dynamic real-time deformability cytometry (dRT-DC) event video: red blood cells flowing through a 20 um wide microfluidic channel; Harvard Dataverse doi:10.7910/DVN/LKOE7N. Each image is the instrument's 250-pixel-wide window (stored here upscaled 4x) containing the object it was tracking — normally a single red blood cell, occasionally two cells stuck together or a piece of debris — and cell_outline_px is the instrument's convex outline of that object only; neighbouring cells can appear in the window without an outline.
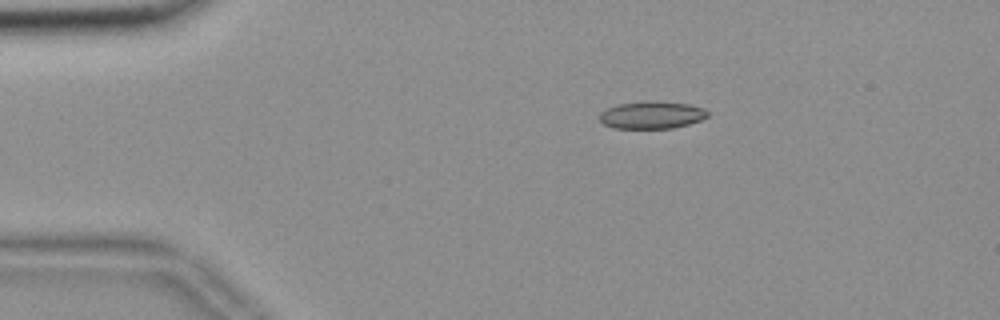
{"species": "common noctule bat (a hibernating species)", "species_latin": "Nyctalus noctula", "temperature_condition": "room temperature", "stored_images_in_passage": 49, "camera_frame_rate_fps": 3000, "um_per_image_px": 0.085, "animal": {"sex": "female", "body_mass_g": 18.4}, "frame": {"image": 1, "passage_image": 4, "time_ms": 1.0, "image_size_px": [1000, 320], "cell_outline_px": [[708, 116], [700, 120], [688, 124], [672, 128], [612, 128], [604, 124], [600, 120], [600, 112], [608, 108], [620, 104], [656, 100], [688, 104], [704, 108], [708, 112]], "centroid_in_image_um": [55.41, 9.77], "position_along_channel_um": 29.6, "area_um2": 17.17}}
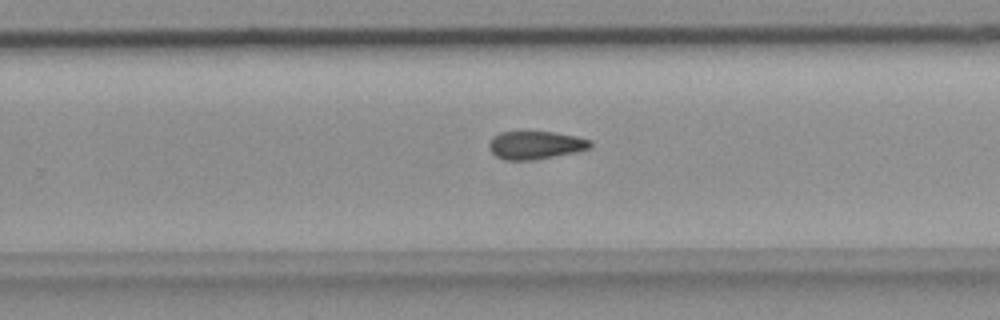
{"frame": {"image": 2, "passage_image": 29, "time_ms": 9.333, "image_size_px": [1000, 320], "cell_outline_px": [[592, 144], [588, 148], [576, 152], [532, 160], [508, 160], [496, 156], [488, 148], [488, 140], [492, 136], [500, 132], [520, 128], [524, 128], [552, 132], [576, 136], [592, 140]], "centroid_in_image_um": [45.44, 12.27], "position_along_channel_um": 284.4, "area_um2": 17.34}}
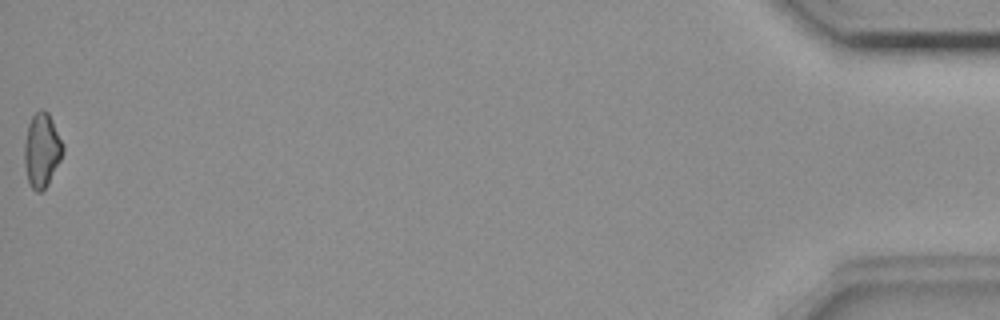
{"frame": {"image": 3, "passage_image": 49, "time_ms": 16.0, "image_size_px": [1000, 320], "cell_outline_px": [[64, 152], [48, 184], [40, 192], [36, 192], [32, 188], [28, 180], [24, 164], [24, 144], [28, 124], [32, 116], [40, 108], [44, 108], [48, 112], [64, 144]], "centroid_in_image_um": [3.56, 12.74], "position_along_channel_um": 431.6, "area_um2": 16.7}, "authors_computed_cell_mechanics": {"area_um2": 16.9354, "velocity_mm_per_s": 3.698, "shape_relaxation_time_tau1_ms": null, "shape_relaxation_time_tau2_ms": 11.1896, "deformation_change_tau1": null, "deformation_change_tau2": 0.1886}}